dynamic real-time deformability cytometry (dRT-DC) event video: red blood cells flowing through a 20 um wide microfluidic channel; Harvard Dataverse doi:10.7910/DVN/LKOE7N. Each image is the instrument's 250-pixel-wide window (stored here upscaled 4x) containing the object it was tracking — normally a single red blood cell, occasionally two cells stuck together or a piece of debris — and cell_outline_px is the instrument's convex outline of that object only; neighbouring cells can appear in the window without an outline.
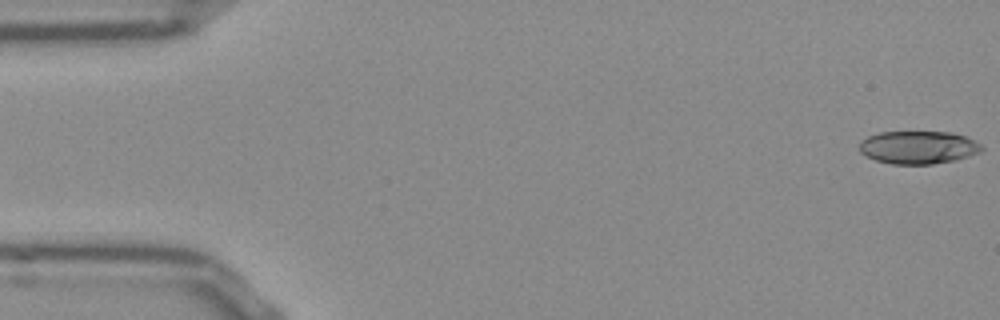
{"species": "Egyptian fruit bat (a non-hibernating species)", "species_latin": "Rousettus aegyptiacus", "temperature_condition": "room temperature", "stored_images_in_passage": 52, "camera_frame_rate_fps": 3000, "um_per_image_px": 0.085, "frame": {"image": 1, "passage_image": 1, "time_ms": 0.0, "image_size_px": [1000, 320], "cell_outline_px": [[984, 148], [980, 152], [956, 160], [932, 164], [892, 164], [876, 160], [860, 152], [860, 144], [868, 136], [880, 132], [952, 132], [968, 136], [976, 140]], "centroid_in_image_um": [78.11, 12.52], "position_along_channel_um": 6.9, "area_um2": 23.47}}
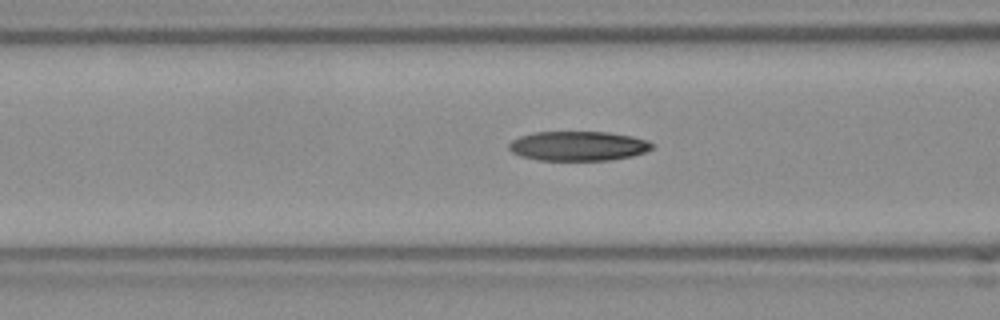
{"frame": {"image": 2, "passage_image": 20, "time_ms": 6.333, "image_size_px": [1000, 320], "cell_outline_px": [[656, 148], [632, 156], [612, 160], [540, 160], [520, 156], [512, 152], [508, 148], [508, 144], [512, 140], [520, 136], [532, 132], [608, 132], [632, 136], [648, 140], [656, 144]], "centroid_in_image_um": [49.19, 12.41], "position_along_channel_um": 117.4, "area_um2": 24.91}}
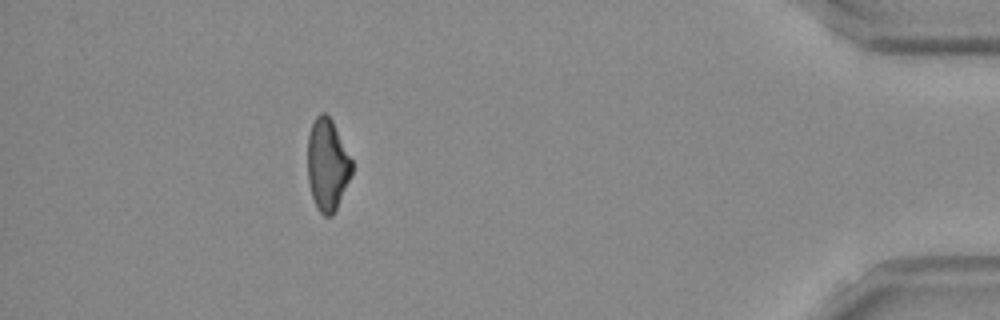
{"frame": {"image": 3, "passage_image": 47, "time_ms": 15.333, "image_size_px": [1000, 320], "cell_outline_px": [[352, 172], [336, 208], [332, 216], [324, 216], [316, 208], [312, 196], [308, 180], [308, 136], [312, 124], [316, 116], [320, 112], [324, 112], [332, 120], [352, 160]], "centroid_in_image_um": [27.81, 13.99], "position_along_channel_um": 407.4, "area_um2": 23.41}, "authors_computed_cell_mechanics": {"area_um2": 24.6228, "velocity_mm_per_s": 3.8559, "shape_relaxation_time_tau1_ms": 10.3843, "shape_relaxation_time_tau2_ms": 6.1772, "deformation_change_tau1": 0.2455, "deformation_change_tau2": 0.1486}}